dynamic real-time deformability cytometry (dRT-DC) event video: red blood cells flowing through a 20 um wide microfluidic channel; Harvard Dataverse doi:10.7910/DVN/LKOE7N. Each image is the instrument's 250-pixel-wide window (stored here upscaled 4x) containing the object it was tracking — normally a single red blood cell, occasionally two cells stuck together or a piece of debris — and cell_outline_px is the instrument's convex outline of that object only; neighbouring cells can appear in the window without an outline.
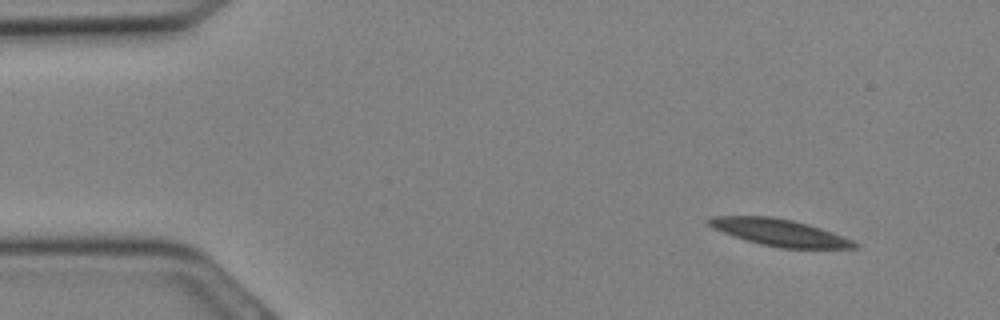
{"species": "Egyptian fruit bat (a non-hibernating species)", "species_latin": "Rousettus aegyptiacus", "temperature_condition": "cold", "stored_images_in_passage": 31, "camera_frame_rate_fps": 3000, "um_per_image_px": 0.085, "animal": {"sex": "female"}, "frame": {"image": 1, "passage_image": 3, "time_ms": 0.667, "image_size_px": [1000, 320], "cell_outline_px": [[860, 244], [856, 248], [780, 248], [760, 244], [712, 228], [704, 220], [708, 216], [772, 216], [792, 220], [808, 224], [832, 232], [852, 240]], "centroid_in_image_um": [66.24, 19.75], "position_along_channel_um": 18.8, "area_um2": 22.66}}
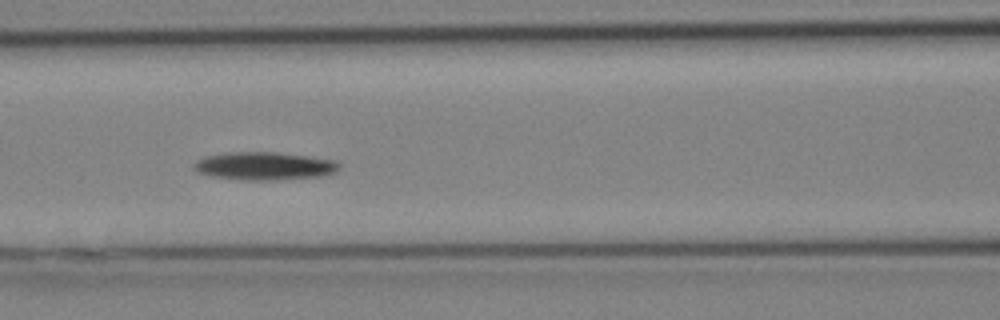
{"frame": {"image": 2, "passage_image": 13, "time_ms": 4.0, "image_size_px": [1000, 320], "cell_outline_px": [[340, 168], [336, 172], [320, 176], [276, 180], [240, 180], [208, 176], [196, 172], [192, 168], [192, 164], [196, 160], [204, 156], [224, 152], [276, 152], [308, 156], [336, 160], [340, 164]], "centroid_in_image_um": [22.4, 14.11], "position_along_channel_um": 144.2, "area_um2": 24.16}}
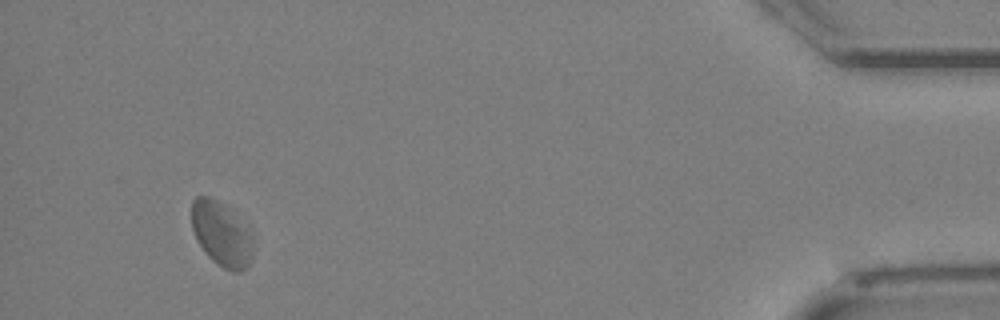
{"frame": {"image": 3, "passage_image": 29, "time_ms": 9.333, "image_size_px": [1000, 320], "cell_outline_px": [[252, 256], [248, 264], [240, 272], [232, 272], [216, 264], [208, 256], [196, 240], [192, 228], [192, 200], [196, 196], [208, 196], [224, 204], [252, 232]], "centroid_in_image_um": [18.81, 19.89], "position_along_channel_um": 416.4, "area_um2": 23.06}}